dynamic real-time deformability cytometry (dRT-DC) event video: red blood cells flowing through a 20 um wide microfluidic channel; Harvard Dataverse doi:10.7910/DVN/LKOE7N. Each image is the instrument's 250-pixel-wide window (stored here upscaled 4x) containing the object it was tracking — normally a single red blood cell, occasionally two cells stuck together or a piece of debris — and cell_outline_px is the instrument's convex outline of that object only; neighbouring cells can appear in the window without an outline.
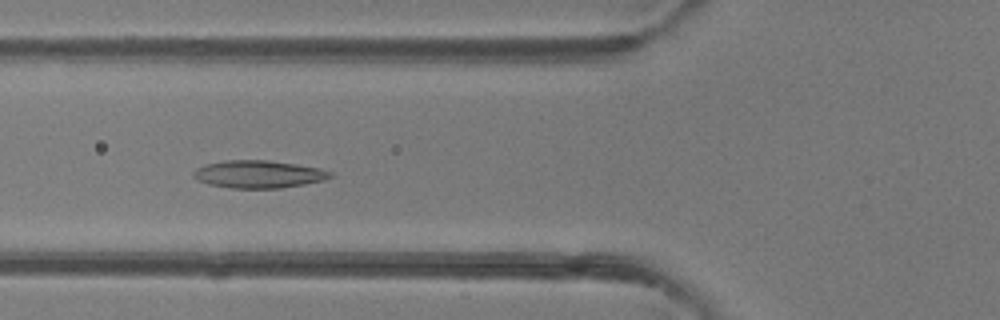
{"species": "common noctule bat (a hibernating species)", "species_latin": "Nyctalus noctula", "temperature_condition": "room temperature", "stored_images_in_passage": 38, "camera_frame_rate_fps": 3000, "um_per_image_px": 0.085, "animal": {"sex": "female"}, "frame": {"image": 1, "passage_image": 8, "time_ms": 2.333, "image_size_px": [1000, 320], "cell_outline_px": [[332, 176], [324, 180], [304, 184], [280, 188], [232, 188], [208, 184], [196, 180], [192, 176], [192, 172], [196, 168], [204, 164], [224, 160], [268, 160], [296, 164], [320, 168], [332, 172]], "centroid_in_image_um": [21.93, 14.8], "position_along_channel_um": 103.9, "area_um2": 22.14}}
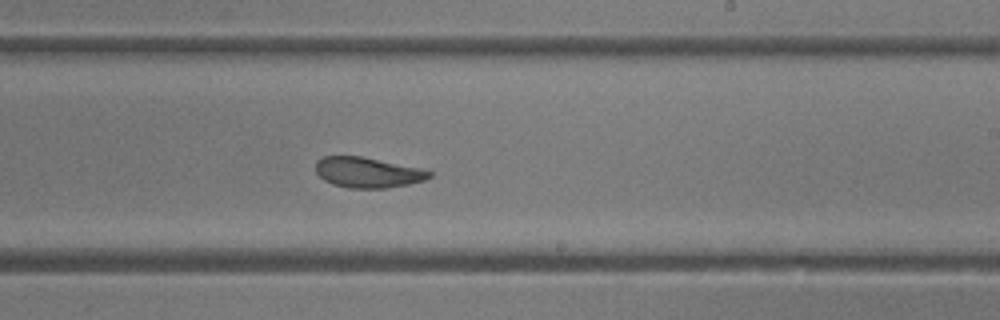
{"frame": {"image": 2, "passage_image": 19, "time_ms": 6.0, "image_size_px": [1000, 320], "cell_outline_px": [[432, 176], [424, 180], [408, 184], [384, 188], [348, 188], [332, 184], [324, 180], [316, 172], [316, 160], [324, 156], [360, 156], [420, 168], [432, 172]], "centroid_in_image_um": [31.23, 14.66], "position_along_channel_um": 257.8, "area_um2": 20.0}}
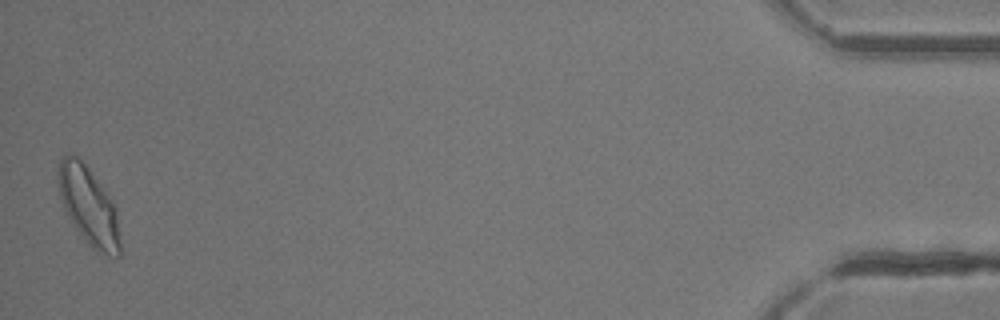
{"frame": {"image": 3, "passage_image": 38, "time_ms": 12.333, "image_size_px": [1000, 320], "cell_outline_px": [[120, 256], [116, 256], [100, 252], [92, 248], [88, 244], [76, 228], [68, 216], [64, 208], [60, 196], [56, 176], [56, 164], [64, 156], [72, 152], [84, 164], [104, 188], [112, 200], [116, 208], [120, 244]], "centroid_in_image_um": [7.5, 17.46], "position_along_channel_um": 427.7, "area_um2": 28.03}, "authors_computed_cell_mechanics": {"area_um2": 21.7906, "velocity_mm_per_s": 4.1981, "shape_relaxation_time_tau1_ms": 4.9907, "shape_relaxation_time_tau2_ms": 2.6141, "deformation_change_tau1": 0.1514, "deformation_change_tau2": 0.0877}}